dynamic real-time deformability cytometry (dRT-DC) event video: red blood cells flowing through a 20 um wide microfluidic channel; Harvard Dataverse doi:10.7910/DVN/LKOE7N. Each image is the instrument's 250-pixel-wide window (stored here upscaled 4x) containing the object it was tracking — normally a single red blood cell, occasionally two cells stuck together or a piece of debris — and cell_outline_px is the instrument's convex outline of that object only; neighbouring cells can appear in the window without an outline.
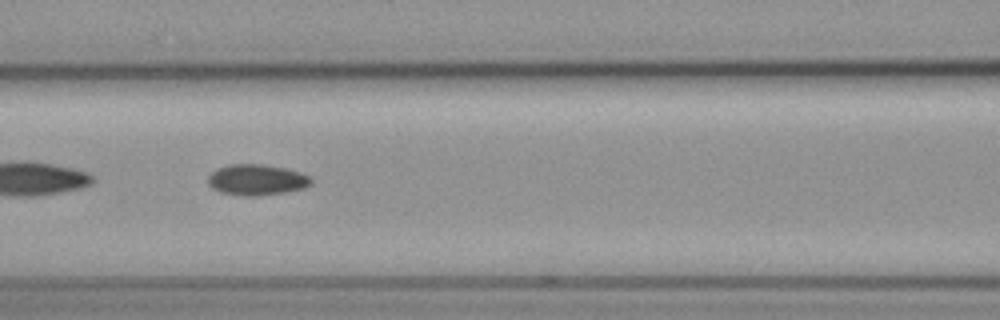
{"species": "common noctule bat (a hibernating species)", "species_latin": "Nyctalus noctula", "temperature_condition": "cold", "stored_images_in_passage": 59, "camera_frame_rate_fps": 3000, "um_per_image_px": 0.085, "animal": {"sex": "female", "body_mass_g": 19.3, "forearm_length_mm": 54.1}, "frame": {"image": 1, "passage_image": 26, "time_ms": 8.333, "image_size_px": [1000, 320], "cell_outline_px": [[312, 184], [304, 188], [284, 192], [256, 196], [244, 196], [220, 192], [212, 188], [208, 184], [208, 176], [216, 168], [228, 164], [260, 164], [284, 168], [300, 172], [308, 176], [312, 180]], "centroid_in_image_um": [21.79, 15.28], "position_along_channel_um": 144.8, "area_um2": 18.55}}
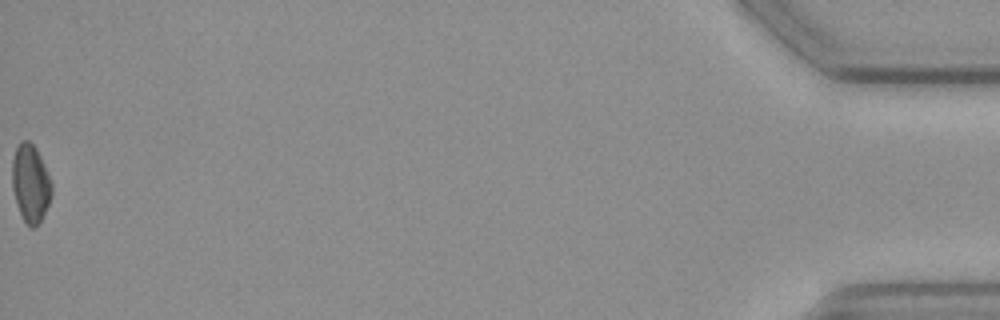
{"frame": {"image": 2, "passage_image": 59, "time_ms": 19.333, "image_size_px": [1000, 320], "cell_outline_px": [[52, 192], [48, 204], [36, 228], [28, 228], [20, 212], [12, 188], [12, 160], [16, 148], [20, 140], [28, 140], [36, 148], [40, 156], [52, 184]], "centroid_in_image_um": [2.58, 15.58], "position_along_channel_um": 432.6, "area_um2": 17.74}, "authors_computed_cell_mechanics": {"area_um2": 18.3226, "velocity_mm_per_s": 3.5965, "shape_relaxation_time_tau1_ms": 5.6774, "shape_relaxation_time_tau2_ms": 4.0543, "deformation_change_tau1": 0.1014, "deformation_change_tau2": 0.067}}